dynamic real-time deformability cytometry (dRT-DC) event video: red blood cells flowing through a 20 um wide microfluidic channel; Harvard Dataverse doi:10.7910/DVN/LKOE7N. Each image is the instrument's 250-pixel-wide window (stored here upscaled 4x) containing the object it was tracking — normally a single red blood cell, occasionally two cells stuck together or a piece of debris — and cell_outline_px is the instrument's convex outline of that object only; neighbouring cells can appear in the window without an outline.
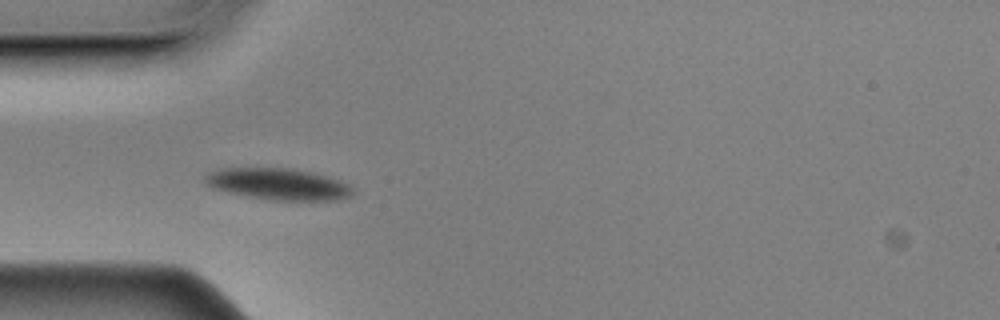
{"species": "Egyptian fruit bat (a non-hibernating species)", "species_latin": "Rousettus aegyptiacus", "temperature_condition": "cold", "stored_images_in_passage": 41, "camera_frame_rate_fps": 3000, "um_per_image_px": 0.085, "animal": {"sex": "male"}, "frame": {"image": 1, "passage_image": 1, "time_ms": 0.0, "image_size_px": [1000, 320], "cell_outline_px": [[352, 196], [340, 200], [272, 200], [248, 196], [228, 192], [212, 188], [204, 184], [204, 176], [208, 172], [220, 168], [292, 168], [340, 180], [348, 184], [352, 188]], "centroid_in_image_um": [23.61, 15.65], "position_along_channel_um": 61.4, "area_um2": 27.11}}
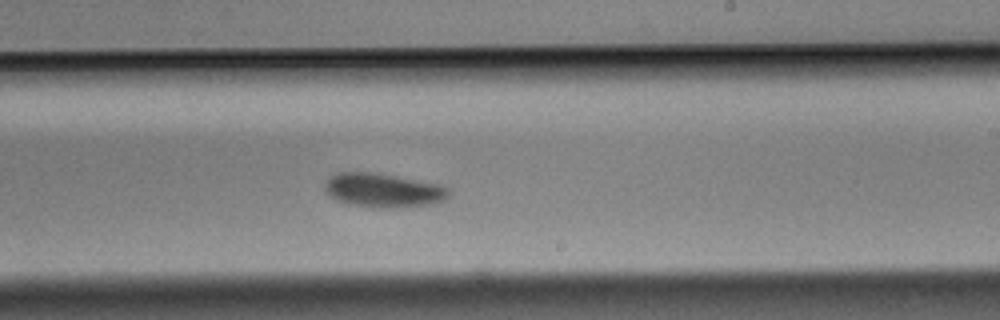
{"frame": {"image": 2, "passage_image": 18, "time_ms": 5.667, "image_size_px": [1000, 320], "cell_outline_px": [[448, 196], [444, 200], [432, 204], [400, 208], [352, 204], [336, 200], [324, 188], [324, 184], [328, 176], [336, 172], [372, 172], [396, 176], [440, 184], [448, 188]], "centroid_in_image_um": [32.57, 16.15], "position_along_channel_um": 256.4, "area_um2": 24.33}}
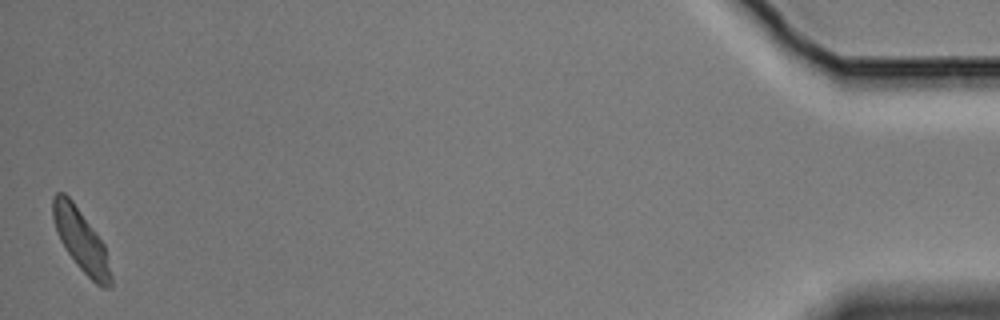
{"frame": {"image": 3, "passage_image": 41, "time_ms": 13.333, "image_size_px": [1000, 320], "cell_outline_px": [[112, 284], [108, 288], [104, 288], [96, 284], [76, 264], [60, 240], [56, 232], [52, 216], [52, 196], [56, 192], [64, 192], [72, 200], [104, 244], [112, 276]], "centroid_in_image_um": [6.87, 20.41], "position_along_channel_um": 428.3, "area_um2": 20.75}, "authors_computed_cell_mechanics": {"area_um2": 22.831, "velocity_mm_per_s": 3.4749, "shape_relaxation_time_tau1_ms": 1.6745, "shape_relaxation_time_tau2_ms": null, "deformation_change_tau1": 0.083, "deformation_change_tau2": null}}